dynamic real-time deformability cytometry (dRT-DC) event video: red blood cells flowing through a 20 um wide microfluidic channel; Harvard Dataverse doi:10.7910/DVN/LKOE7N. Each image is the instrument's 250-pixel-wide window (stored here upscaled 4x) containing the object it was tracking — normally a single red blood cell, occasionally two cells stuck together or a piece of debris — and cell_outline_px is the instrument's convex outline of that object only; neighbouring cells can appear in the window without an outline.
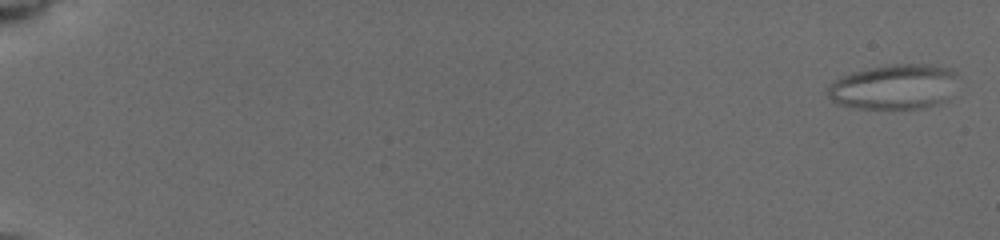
{"species": "common noctule bat (a hibernating species)", "species_latin": "Nyctalus noctula", "temperature_condition": "cold", "stored_images_in_passage": 26, "camera_frame_rate_fps": 3000, "um_per_image_px": 0.085, "animal": {"sex": "female", "body_mass_g": 19.5, "forearm_length_mm": 54.1}, "frame": {"image": 1, "passage_image": 1, "time_ms": 0.0, "image_size_px": [1000, 240], "cell_outline_px": [[952, 72], [936, 100], [928, 104], [912, 108], [860, 108], [844, 104], [832, 100], [828, 96], [828, 88], [836, 80], [852, 72], [872, 68], [896, 64], [912, 64], [948, 68]], "centroid_in_image_um": [75.7, 7.36], "position_along_channel_um": 9.3, "area_um2": 30.81}}
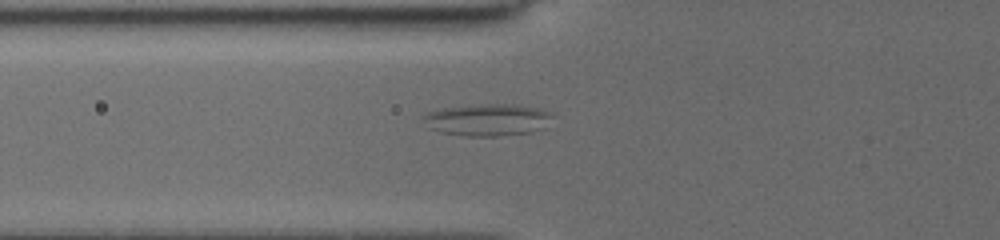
{"frame": {"image": 2, "passage_image": 12, "time_ms": 7.333, "image_size_px": [1000, 240], "cell_outline_px": [[552, 116], [544, 128], [528, 132], [500, 136], [468, 136], [444, 132], [432, 128], [424, 116], [432, 112], [444, 108], [484, 104], [516, 104], [536, 108], [552, 112]], "centroid_in_image_um": [41.55, 10.18], "position_along_channel_um": 84.2, "area_um2": 23.35}}
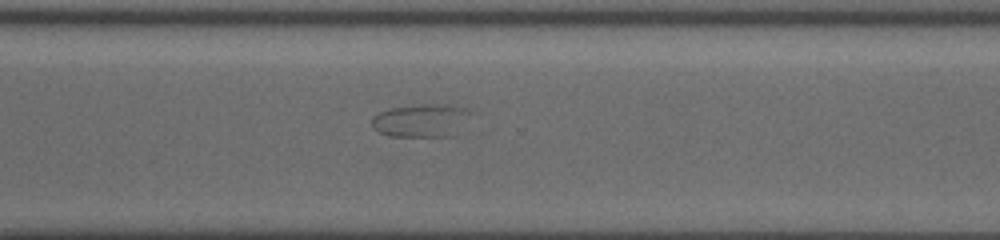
{"frame": {"image": 3, "passage_image": 22, "time_ms": 14.0, "image_size_px": [1000, 240], "cell_outline_px": [[472, 112], [456, 136], [392, 136], [380, 132], [372, 124], [372, 116], [380, 112], [392, 108], [420, 104], [456, 104], [472, 108]], "centroid_in_image_um": [35.91, 10.21], "position_along_channel_um": 334.7, "area_um2": 19.36}, "authors_computed_cell_mechanics": {"area_um2": 23.6691, "velocity_mm_per_s": 3.7599, "shape_relaxation_time_tau1_ms": null, "shape_relaxation_time_tau2_ms": 2.9453, "deformation_change_tau1": null, "deformation_change_tau2": 0.042}}